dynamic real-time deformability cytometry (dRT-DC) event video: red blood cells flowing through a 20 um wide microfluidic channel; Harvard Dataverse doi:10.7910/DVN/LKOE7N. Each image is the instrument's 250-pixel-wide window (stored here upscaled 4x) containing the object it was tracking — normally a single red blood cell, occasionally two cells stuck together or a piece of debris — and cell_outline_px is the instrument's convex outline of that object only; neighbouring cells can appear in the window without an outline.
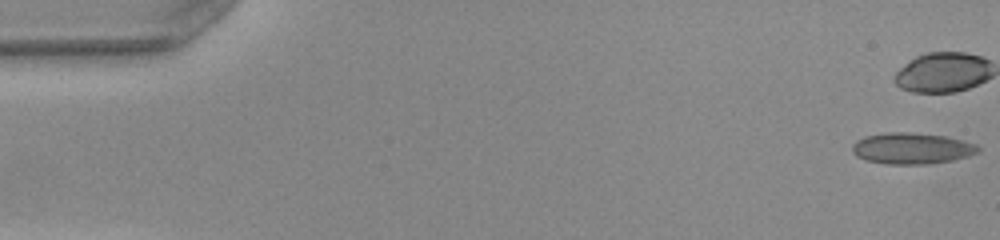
{"species": "common noctule bat (a hibernating species)", "species_latin": "Nyctalus noctula", "temperature_condition": "warm", "stored_images_in_passage": 39, "camera_frame_rate_fps": 3000, "um_per_image_px": 0.085, "animal": {"sex": "female", "body_mass_g": 22.0, "forearm_length_mm": 56.7}, "frame": {"image": 1, "passage_image": 1, "time_ms": 0.0, "image_size_px": [1000, 240], "cell_outline_px": [[980, 148], [976, 152], [968, 156], [952, 160], [928, 164], [884, 164], [864, 160], [856, 156], [852, 152], [852, 144], [856, 140], [864, 136], [888, 132], [908, 132], [944, 136], [976, 144]], "centroid_in_image_um": [77.43, 12.62], "position_along_channel_um": 7.6, "area_um2": 22.89}}